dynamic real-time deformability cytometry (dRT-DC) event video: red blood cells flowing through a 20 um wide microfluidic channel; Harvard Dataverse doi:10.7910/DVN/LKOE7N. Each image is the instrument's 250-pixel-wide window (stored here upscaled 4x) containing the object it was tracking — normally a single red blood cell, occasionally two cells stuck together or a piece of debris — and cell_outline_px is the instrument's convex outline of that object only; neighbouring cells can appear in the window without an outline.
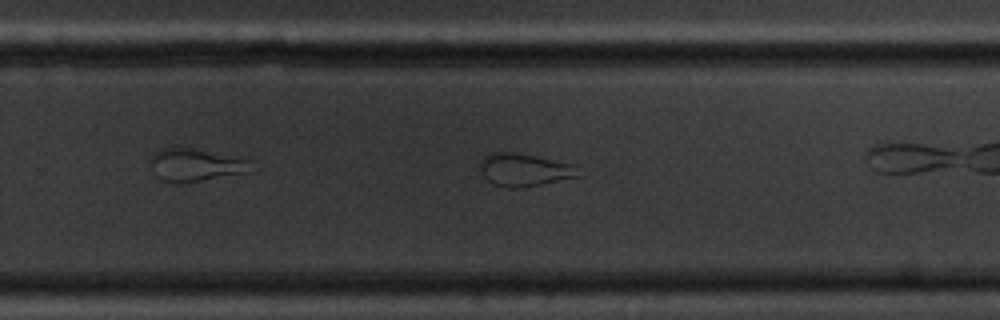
{"species": "common noctule bat (a hibernating species)", "species_latin": "Nyctalus noctula", "temperature_condition": "cold", "stored_images_in_passage": 30, "camera_frame_rate_fps": 3000, "um_per_image_px": 0.085, "animal": {"sex": "male", "body_mass_g": 20.1, "forearm_length_mm": 53.5}, "frame": {"image": 1, "passage_image": 22, "time_ms": 7.0, "image_size_px": [1000, 320], "cell_outline_px": [[584, 176], [524, 188], [508, 188], [492, 184], [476, 168], [480, 160], [484, 156], [492, 152], [512, 152], [572, 164]], "centroid_in_image_um": [44.53, 14.46], "position_along_channel_um": 285.3, "area_um2": 19.07}}